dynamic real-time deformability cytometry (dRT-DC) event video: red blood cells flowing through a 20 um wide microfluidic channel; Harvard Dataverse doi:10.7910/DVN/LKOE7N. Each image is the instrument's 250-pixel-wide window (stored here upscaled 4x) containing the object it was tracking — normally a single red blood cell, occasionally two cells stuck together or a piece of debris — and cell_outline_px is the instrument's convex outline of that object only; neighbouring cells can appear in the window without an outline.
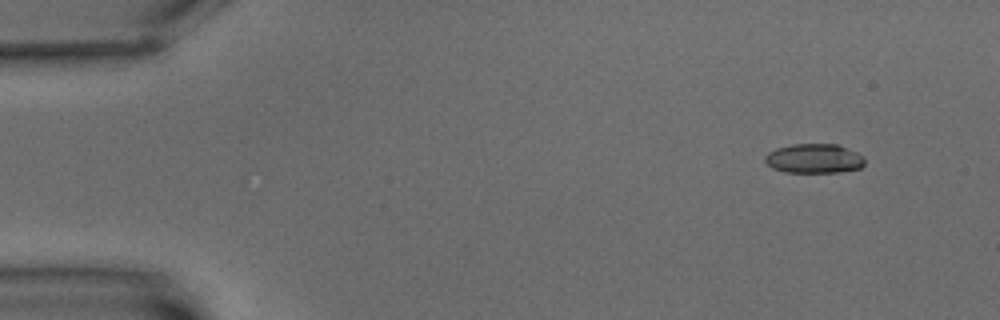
{"species": "common noctule bat (a hibernating species)", "species_latin": "Nyctalus noctula", "temperature_condition": "warm", "stored_images_in_passage": 5, "camera_frame_rate_fps": 3000, "um_per_image_px": 0.085, "animal": {"sex": "male", "body_mass_g": 15.6}, "frame": {"image": 1, "passage_image": 1, "time_ms": 0.0, "image_size_px": [1000, 320], "cell_outline_px": [[864, 164], [860, 168], [840, 172], [784, 172], [772, 168], [764, 160], [764, 156], [768, 152], [776, 148], [792, 144], [836, 144], [856, 152], [864, 156]], "centroid_in_image_um": [69.18, 13.47], "position_along_channel_um": 15.8, "area_um2": 17.11}}
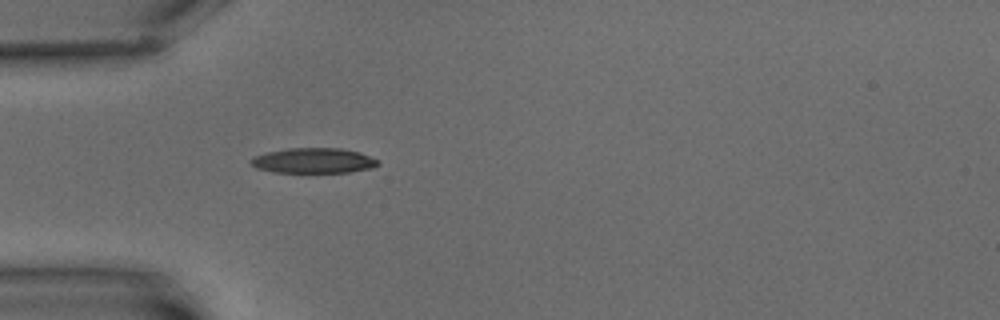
{"frame": {"image": 2, "passage_image": 5, "time_ms": 4.667, "image_size_px": [1000, 320], "cell_outline_px": [[380, 164], [372, 168], [348, 172], [272, 172], [256, 168], [248, 160], [252, 156], [268, 152], [288, 148], [340, 148], [360, 152], [380, 160]], "centroid_in_image_um": [26.65, 13.65], "position_along_channel_um": 58.3, "area_um2": 18.79}}